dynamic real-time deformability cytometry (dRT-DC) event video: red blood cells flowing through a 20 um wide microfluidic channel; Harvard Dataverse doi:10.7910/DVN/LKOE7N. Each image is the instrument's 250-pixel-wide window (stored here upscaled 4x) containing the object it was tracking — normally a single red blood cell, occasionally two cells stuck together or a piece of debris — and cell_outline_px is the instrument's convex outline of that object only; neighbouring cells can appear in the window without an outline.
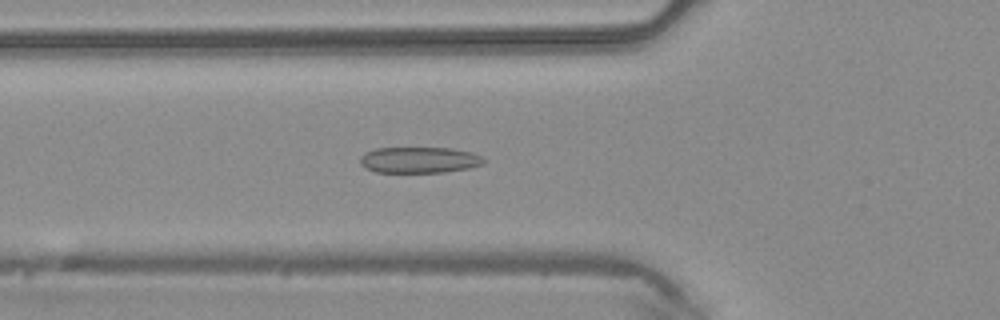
{"species": "common noctule bat (a hibernating species)", "species_latin": "Nyctalus noctula", "temperature_condition": "warm", "stored_images_in_passage": 44, "camera_frame_rate_fps": 3000, "um_per_image_px": 0.085, "animal": {"sex": "male", "body_mass_g": 20.4}, "frame": {"image": 1, "passage_image": 15, "time_ms": 4.667, "image_size_px": [1000, 320], "cell_outline_px": [[484, 164], [468, 168], [444, 172], [376, 172], [364, 168], [360, 164], [360, 156], [364, 152], [376, 148], [452, 148], [472, 152], [480, 156], [484, 160]], "centroid_in_image_um": [35.6, 13.59], "position_along_channel_um": 90.2, "area_um2": 18.84}}
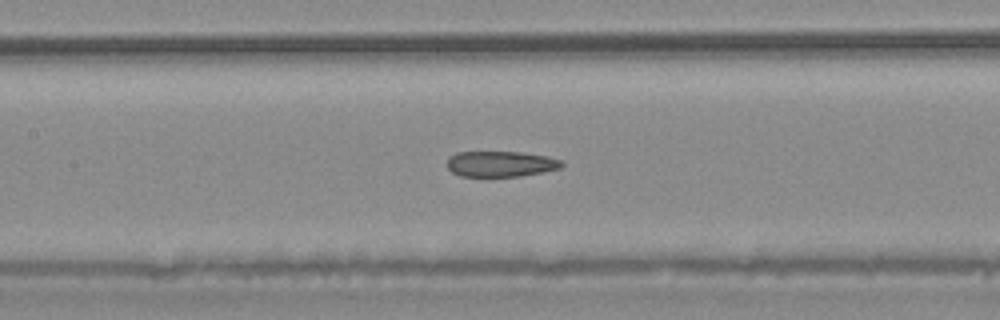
{"frame": {"image": 2, "passage_image": 20, "time_ms": 6.333, "image_size_px": [1000, 320], "cell_outline_px": [[564, 164], [560, 168], [544, 172], [520, 176], [460, 176], [452, 172], [448, 168], [448, 156], [456, 152], [520, 152], [548, 156], [564, 160]], "centroid_in_image_um": [42.59, 13.93], "position_along_channel_um": 164.8, "area_um2": 17.28}}
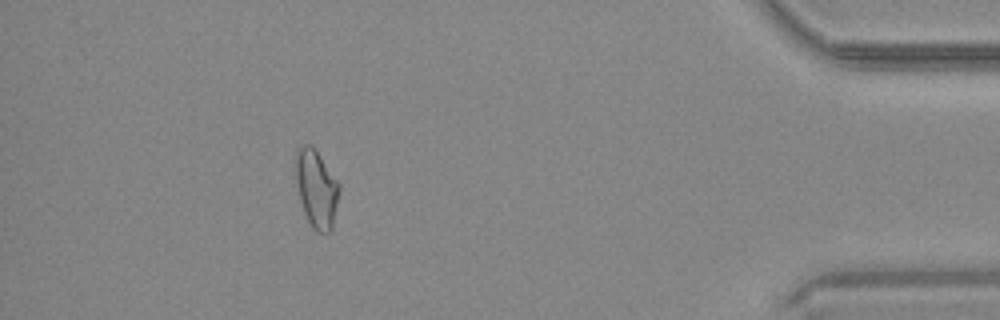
{"frame": {"image": 3, "passage_image": 40, "time_ms": 13.0, "image_size_px": [1000, 320], "cell_outline_px": [[340, 192], [332, 228], [328, 232], [316, 232], [312, 228], [304, 212], [300, 200], [296, 180], [296, 152], [304, 144], [312, 144], [340, 184]], "centroid_in_image_um": [26.91, 16.04], "position_along_channel_um": 408.3, "area_um2": 19.65}}